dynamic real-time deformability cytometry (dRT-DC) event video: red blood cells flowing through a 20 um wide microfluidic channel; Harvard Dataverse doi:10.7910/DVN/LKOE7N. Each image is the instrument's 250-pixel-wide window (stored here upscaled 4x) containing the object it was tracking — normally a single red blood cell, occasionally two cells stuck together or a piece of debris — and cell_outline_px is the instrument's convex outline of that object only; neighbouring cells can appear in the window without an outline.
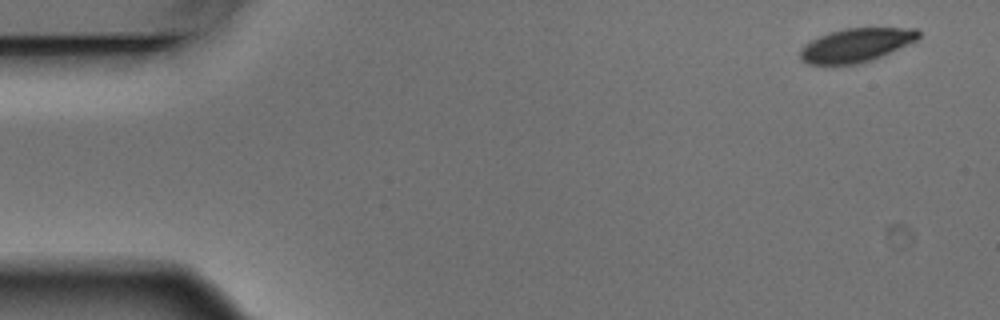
{"species": "Egyptian fruit bat (a non-hibernating species)", "species_latin": "Rousettus aegyptiacus", "temperature_condition": "warm", "stored_images_in_passage": 10, "camera_frame_rate_fps": 3000, "um_per_image_px": 0.085, "animal": {"sex": "male"}, "frame": {"image": 1, "passage_image": 1, "time_ms": 0.0, "image_size_px": [1000, 320], "cell_outline_px": [[920, 36], [916, 40], [884, 56], [872, 60], [856, 64], [832, 68], [828, 68], [808, 64], [800, 60], [800, 48], [804, 44], [828, 32], [844, 28], [916, 28], [920, 32]], "centroid_in_image_um": [72.7, 3.89], "position_along_channel_um": 12.3, "area_um2": 24.1}}
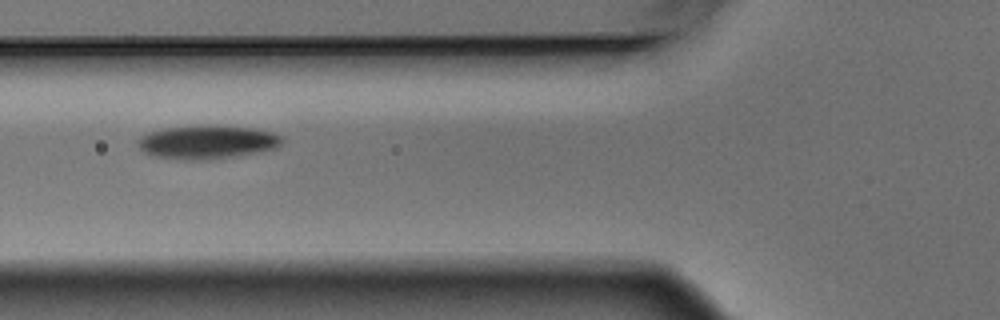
{"frame": {"image": 2, "passage_image": 6, "time_ms": 1.667, "image_size_px": [1000, 320], "cell_outline_px": [[284, 140], [276, 148], [260, 152], [236, 156], [208, 160], [184, 160], [156, 156], [144, 152], [140, 148], [140, 136], [148, 132], [164, 128], [200, 124], [216, 124], [256, 128], [272, 132], [284, 136]], "centroid_in_image_um": [17.68, 12.05], "position_along_channel_um": 108.1, "area_um2": 28.78}}
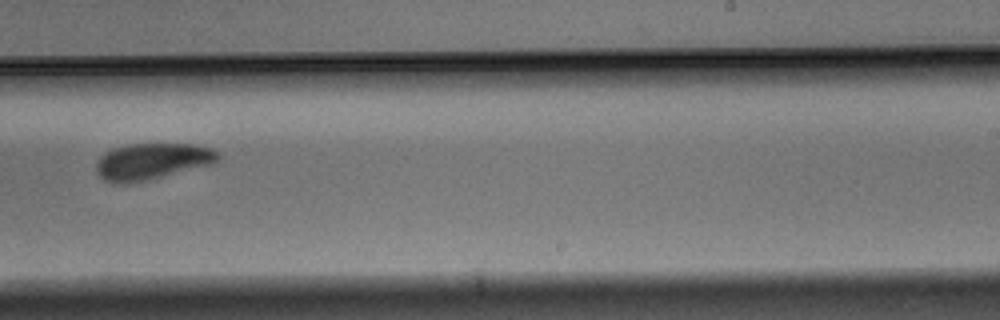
{"frame": {"image": 3, "passage_image": 10, "time_ms": 3.0, "image_size_px": [1000, 320], "cell_outline_px": [[220, 160], [212, 164], [144, 180], [124, 184], [112, 184], [104, 180], [96, 172], [96, 164], [100, 156], [104, 152], [112, 148], [128, 144], [192, 144], [212, 148], [220, 156]], "centroid_in_image_um": [12.88, 13.71], "position_along_channel_um": 276.1, "area_um2": 25.72}}